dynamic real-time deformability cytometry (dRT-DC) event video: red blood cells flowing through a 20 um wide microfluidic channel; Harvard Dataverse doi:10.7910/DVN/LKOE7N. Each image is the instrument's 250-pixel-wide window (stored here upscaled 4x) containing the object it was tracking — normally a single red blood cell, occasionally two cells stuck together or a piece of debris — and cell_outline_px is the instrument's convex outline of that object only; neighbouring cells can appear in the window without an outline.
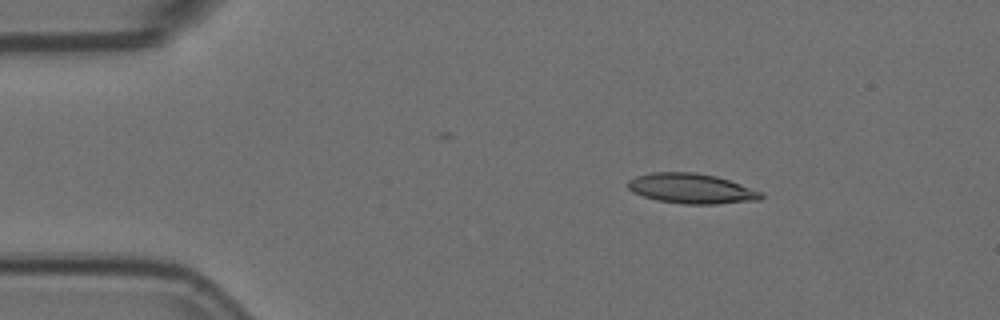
{"species": "Egyptian fruit bat (a non-hibernating species)", "species_latin": "Rousettus aegyptiacus", "temperature_condition": "room temperature", "stored_images_in_passage": 3, "camera_frame_rate_fps": 3000, "um_per_image_px": 0.085, "animal": {"sex": "female"}, "frame": {"image": 1, "passage_image": 2, "time_ms": 0.333, "image_size_px": [1000, 320], "cell_outline_px": [[764, 196], [760, 200], [716, 204], [684, 204], [656, 200], [632, 192], [624, 184], [628, 180], [636, 176], [652, 172], [696, 172], [716, 176], [764, 192]], "centroid_in_image_um": [58.76, 16.02], "position_along_channel_um": 26.2, "area_um2": 23.52}}